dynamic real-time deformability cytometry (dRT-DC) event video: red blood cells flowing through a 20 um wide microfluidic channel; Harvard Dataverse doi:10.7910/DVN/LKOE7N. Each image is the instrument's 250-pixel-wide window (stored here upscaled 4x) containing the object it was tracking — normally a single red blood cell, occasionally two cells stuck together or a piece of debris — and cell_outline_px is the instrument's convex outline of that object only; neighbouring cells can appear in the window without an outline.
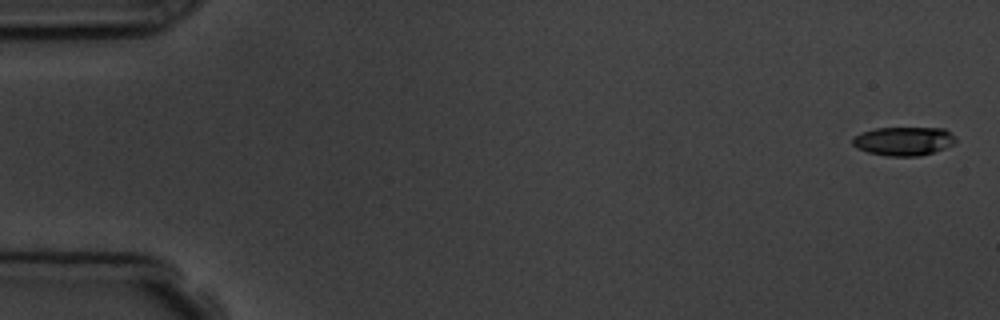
{"species": "common noctule bat (a hibernating species)", "species_latin": "Nyctalus noctula", "temperature_condition": "room temperature", "stored_images_in_passage": 5, "camera_frame_rate_fps": 3000, "um_per_image_px": 0.085, "animal": {"sex": "male", "body_mass_g": 19.5, "forearm_length_mm": 54.6}, "frame": {"image": 1, "passage_image": 1, "time_ms": 0.0, "image_size_px": [1000, 320], "cell_outline_px": [[956, 144], [920, 156], [888, 156], [868, 152], [856, 148], [852, 144], [852, 136], [860, 132], [876, 128], [944, 128], [956, 140]], "centroid_in_image_um": [76.76, 11.99], "position_along_channel_um": 8.2, "area_um2": 17.28}}
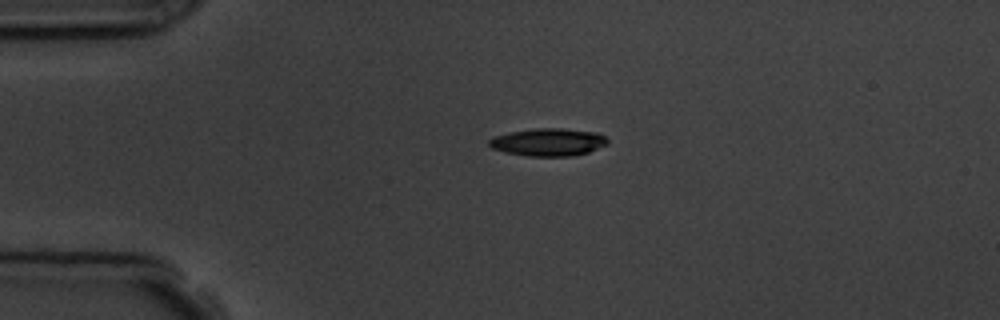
{"frame": {"image": 2, "passage_image": 4, "time_ms": 3.667, "image_size_px": [1000, 320], "cell_outline_px": [[608, 144], [588, 152], [572, 156], [528, 156], [504, 152], [492, 148], [488, 144], [488, 140], [492, 136], [508, 132], [536, 128], [564, 128], [596, 132], [604, 136], [608, 140]], "centroid_in_image_um": [46.57, 12.07], "position_along_channel_um": 38.4, "area_um2": 19.25}}